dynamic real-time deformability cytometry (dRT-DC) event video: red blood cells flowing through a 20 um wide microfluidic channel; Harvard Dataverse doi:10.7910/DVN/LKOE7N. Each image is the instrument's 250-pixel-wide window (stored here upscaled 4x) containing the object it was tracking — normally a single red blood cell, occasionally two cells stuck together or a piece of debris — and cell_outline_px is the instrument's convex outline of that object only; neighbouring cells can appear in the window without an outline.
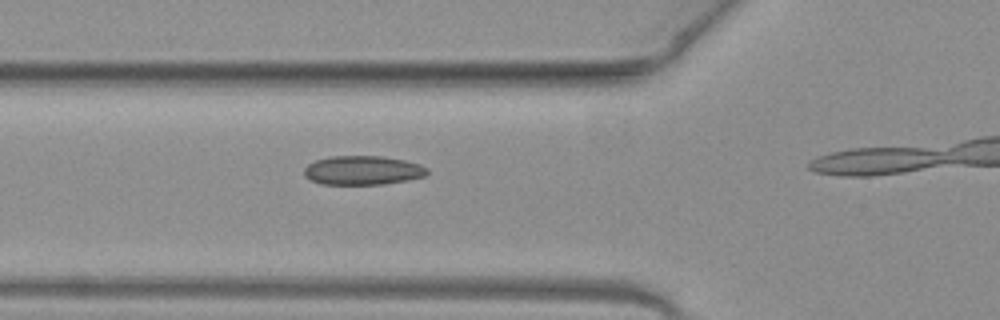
{"species": "common noctule bat (a hibernating species)", "species_latin": "Nyctalus noctula", "temperature_condition": "warm", "stored_images_in_passage": 16, "camera_frame_rate_fps": 3000, "um_per_image_px": 0.085, "animal": {"sex": "female", "body_mass_g": 19.3, "forearm_length_mm": 54.1}, "frame": {"image": 1, "passage_image": 12, "time_ms": 3.667, "image_size_px": [1000, 320], "cell_outline_px": [[428, 172], [424, 176], [408, 180], [384, 184], [320, 184], [304, 176], [304, 168], [308, 164], [316, 160], [332, 156], [380, 156], [404, 160], [420, 164], [428, 168]], "centroid_in_image_um": [30.83, 14.48], "position_along_channel_um": 95.0, "area_um2": 20.81}}